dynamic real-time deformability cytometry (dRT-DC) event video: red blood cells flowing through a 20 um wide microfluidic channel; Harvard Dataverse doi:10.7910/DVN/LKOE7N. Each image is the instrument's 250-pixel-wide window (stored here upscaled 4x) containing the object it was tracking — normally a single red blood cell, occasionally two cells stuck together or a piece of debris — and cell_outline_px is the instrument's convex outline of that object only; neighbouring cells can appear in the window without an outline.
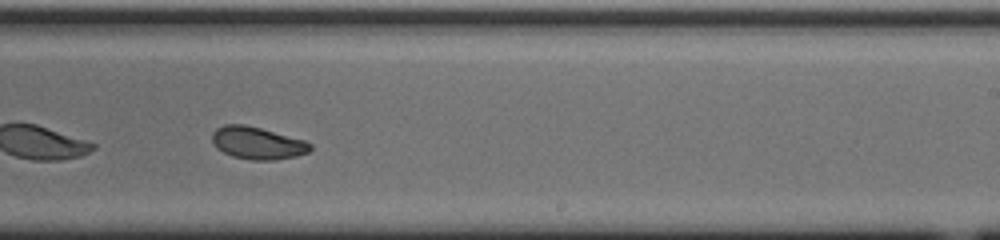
{"species": "common noctule bat (a hibernating species)", "species_latin": "Nyctalus noctula", "temperature_condition": "cold", "stored_images_in_passage": 48, "camera_frame_rate_fps": 3000, "um_per_image_px": 0.085, "animal": {"sex": "male", "body_mass_g": 20.0, "forearm_length_mm": 53.3}, "frame": {"image": 1, "passage_image": 28, "time_ms": 9.0, "image_size_px": [1000, 240], "cell_outline_px": [[312, 148], [308, 152], [296, 156], [276, 160], [252, 160], [232, 156], [216, 148], [212, 144], [212, 132], [216, 128], [224, 124], [244, 124], [260, 128], [304, 140], [312, 144]], "centroid_in_image_um": [21.85, 12.16], "position_along_channel_um": 267.1, "area_um2": 18.55}, "authors_computed_cell_mechanics": {"area_um2": 19.6231, "velocity_mm_per_s": 3.7295, "shape_relaxation_time_tau1_ms": 5.1158, "shape_relaxation_time_tau2_ms": 2.1724, "deformation_change_tau1": 0.1377, "deformation_change_tau2": 0.0553}}